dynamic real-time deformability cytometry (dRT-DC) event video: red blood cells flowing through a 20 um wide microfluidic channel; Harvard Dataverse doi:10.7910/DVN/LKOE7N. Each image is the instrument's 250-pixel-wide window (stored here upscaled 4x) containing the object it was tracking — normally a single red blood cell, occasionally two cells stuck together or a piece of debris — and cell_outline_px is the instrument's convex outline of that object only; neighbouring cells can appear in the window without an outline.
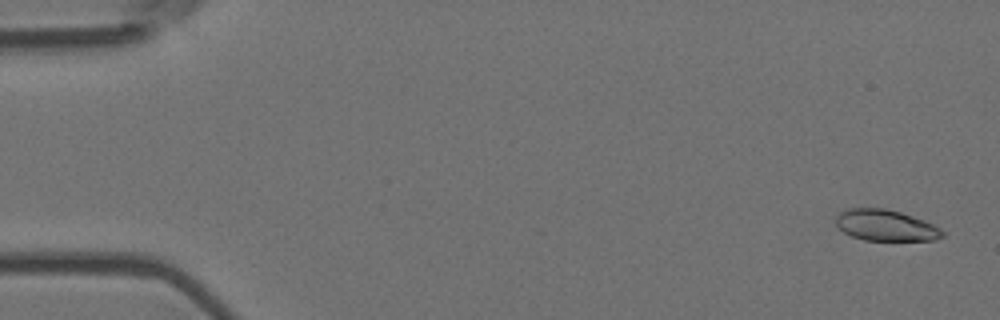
{"species": "Egyptian fruit bat (a non-hibernating species)", "species_latin": "Rousettus aegyptiacus", "temperature_condition": "room temperature", "stored_images_in_passage": 5, "camera_frame_rate_fps": 3000, "um_per_image_px": 0.085, "animal": {"sex": "female"}, "frame": {"image": 1, "passage_image": 1, "time_ms": 0.0, "image_size_px": [1000, 320], "cell_outline_px": [[944, 236], [936, 240], [864, 240], [852, 236], [844, 232], [836, 224], [836, 216], [840, 212], [848, 208], [884, 208], [900, 212], [924, 220], [940, 228], [944, 232]], "centroid_in_image_um": [75.29, 19.15], "position_along_channel_um": 9.7, "area_um2": 19.25}}
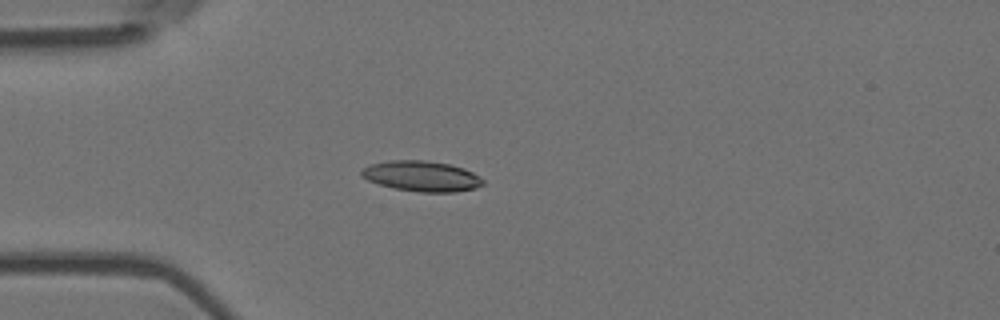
{"frame": {"image": 2, "passage_image": 5, "time_ms": 1.333, "image_size_px": [1000, 320], "cell_outline_px": [[484, 184], [476, 188], [456, 192], [420, 192], [396, 188], [380, 184], [368, 180], [360, 176], [360, 172], [364, 168], [372, 164], [388, 160], [424, 160], [448, 164], [464, 168], [480, 176], [484, 180]], "centroid_in_image_um": [35.87, 14.97], "position_along_channel_um": 49.1, "area_um2": 21.5}}